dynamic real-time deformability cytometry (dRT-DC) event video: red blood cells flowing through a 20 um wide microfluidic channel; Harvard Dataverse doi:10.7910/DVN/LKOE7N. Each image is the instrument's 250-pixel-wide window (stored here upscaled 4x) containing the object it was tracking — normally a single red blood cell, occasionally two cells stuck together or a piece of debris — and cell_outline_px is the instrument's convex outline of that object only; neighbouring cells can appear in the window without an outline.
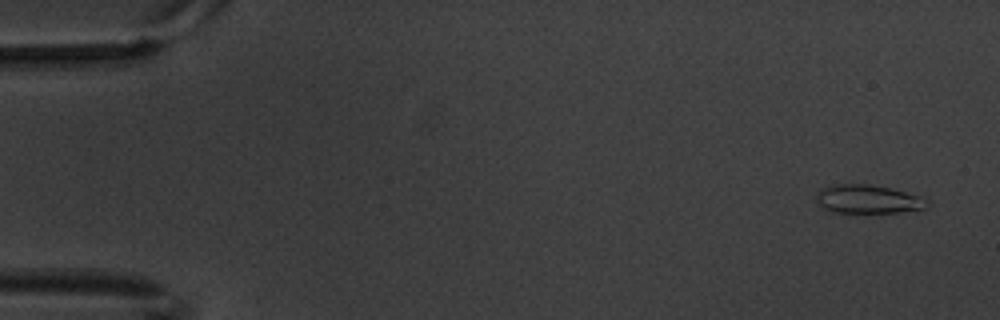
{"species": "common noctule bat (a hibernating species)", "species_latin": "Nyctalus noctula", "temperature_condition": "warm", "stored_images_in_passage": 10, "camera_frame_rate_fps": 3000, "um_per_image_px": 0.085, "animal": {"sex": "male", "body_mass_g": 20.1, "forearm_length_mm": 53.5}, "frame": {"image": 1, "passage_image": 1, "time_ms": 0.0, "image_size_px": [1000, 320], "cell_outline_px": [[932, 204], [924, 208], [896, 212], [832, 212], [824, 208], [816, 200], [816, 196], [824, 188], [832, 184], [868, 184], [888, 188], [904, 192], [916, 196]], "centroid_in_image_um": [73.73, 16.93], "position_along_channel_um": 11.3, "area_um2": 17.86}}
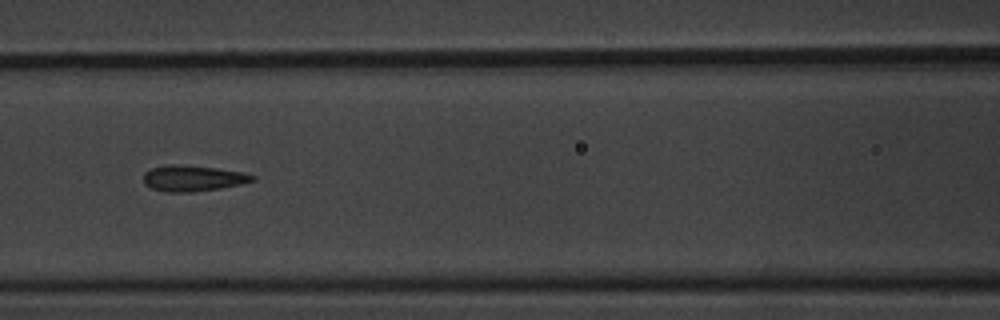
{"frame": {"image": 2, "passage_image": 7, "time_ms": 2.0, "image_size_px": [1000, 320], "cell_outline_px": [[256, 180], [240, 184], [220, 188], [192, 192], [164, 192], [152, 188], [144, 184], [144, 172], [152, 168], [168, 164], [176, 164], [216, 168], [244, 172], [256, 176]], "centroid_in_image_um": [16.4, 15.15], "position_along_channel_um": 150.2, "area_um2": 16.47}}
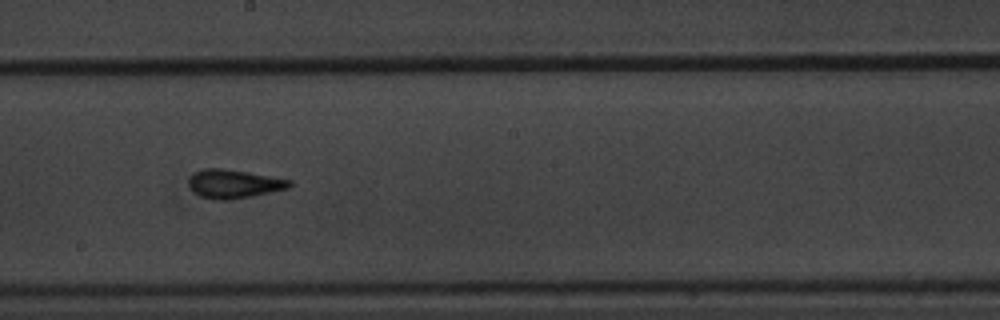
{"frame": {"image": 3, "passage_image": 9, "time_ms": 2.667, "image_size_px": [1000, 320], "cell_outline_px": [[292, 184], [288, 188], [252, 196], [228, 200], [212, 200], [200, 196], [188, 184], [188, 180], [196, 172], [204, 168], [220, 168], [292, 180]], "centroid_in_image_um": [19.87, 15.64], "position_along_channel_um": 228.3, "area_um2": 16.47}}